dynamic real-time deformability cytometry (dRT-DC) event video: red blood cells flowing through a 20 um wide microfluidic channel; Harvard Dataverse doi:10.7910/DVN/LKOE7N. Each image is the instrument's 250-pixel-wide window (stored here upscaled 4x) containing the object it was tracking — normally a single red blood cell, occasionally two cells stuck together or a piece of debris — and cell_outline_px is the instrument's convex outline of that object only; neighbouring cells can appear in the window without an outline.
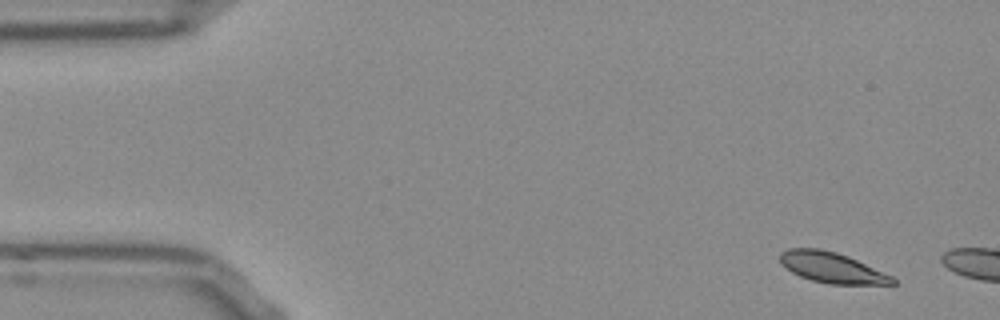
{"species": "Egyptian fruit bat (a non-hibernating species)", "species_latin": "Rousettus aegyptiacus", "temperature_condition": "room temperature", "stored_images_in_passage": 7, "camera_frame_rate_fps": 3000, "um_per_image_px": 0.085, "frame": {"image": 1, "passage_image": 3, "time_ms": 0.667, "image_size_px": [1000, 320], "cell_outline_px": [[896, 284], [828, 284], [812, 280], [800, 276], [792, 272], [780, 264], [780, 252], [788, 248], [820, 248], [836, 252], [848, 256], [892, 276], [896, 280]], "centroid_in_image_um": [70.68, 22.74], "position_along_channel_um": 14.3, "area_um2": 20.0}}